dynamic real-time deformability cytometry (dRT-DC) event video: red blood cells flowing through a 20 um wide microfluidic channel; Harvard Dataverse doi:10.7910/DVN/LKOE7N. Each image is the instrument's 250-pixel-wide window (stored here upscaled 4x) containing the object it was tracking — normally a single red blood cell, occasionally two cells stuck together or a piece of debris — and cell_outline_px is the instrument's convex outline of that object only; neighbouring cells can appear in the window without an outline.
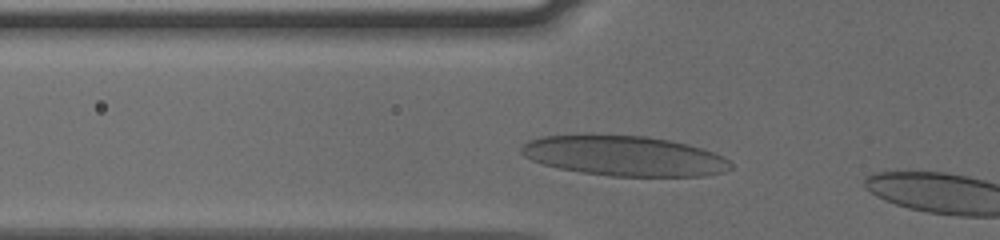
{"species": "human", "species_latin": "Homo sapiens", "temperature_condition": "cold", "stored_images_in_passage": 6, "camera_frame_rate_fps": 3000, "um_per_image_px": 0.085, "donor": {"sex": "male"}, "frame": {"image": 1, "passage_image": 4, "time_ms": 1.0, "image_size_px": [1000, 240], "cell_outline_px": [[732, 168], [724, 172], [704, 176], [612, 176], [580, 172], [560, 168], [544, 164], [532, 160], [524, 156], [520, 152], [520, 148], [528, 140], [540, 136], [588, 132], [648, 136], [668, 140], [700, 148], [724, 156], [732, 164]], "centroid_in_image_um": [52.99, 13.21], "position_along_channel_um": 72.8, "area_um2": 49.88}}